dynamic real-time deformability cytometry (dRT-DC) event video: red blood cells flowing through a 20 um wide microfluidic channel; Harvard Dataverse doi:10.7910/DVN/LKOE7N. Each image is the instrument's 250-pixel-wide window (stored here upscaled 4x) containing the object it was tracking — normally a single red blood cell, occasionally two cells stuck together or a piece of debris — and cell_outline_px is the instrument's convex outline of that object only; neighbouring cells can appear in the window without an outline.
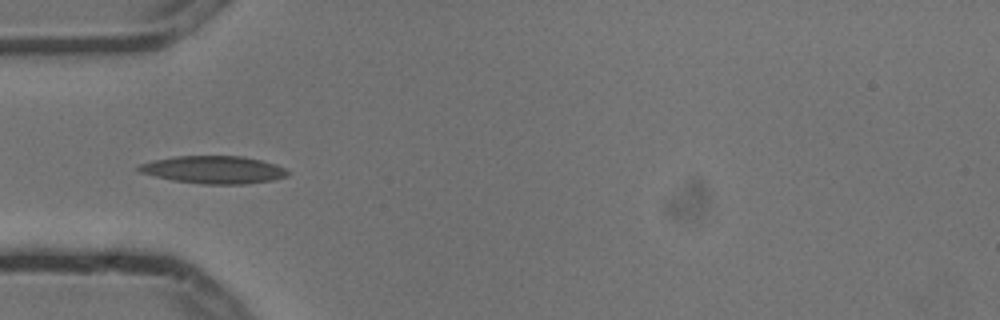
{"species": "common noctule bat (a hibernating species)", "species_latin": "Nyctalus noctula", "temperature_condition": "cold", "stored_images_in_passage": 7, "camera_frame_rate_fps": 3000, "um_per_image_px": 0.085, "animal": {"sex": "male", "body_mass_g": 13.3}, "frame": {"image": 1, "passage_image": 4, "time_ms": 1.0, "image_size_px": [1000, 320], "cell_outline_px": [[288, 176], [272, 180], [244, 184], [204, 184], [172, 180], [140, 172], [136, 168], [140, 164], [156, 160], [176, 156], [240, 156], [260, 160], [276, 164], [284, 168], [288, 172]], "centroid_in_image_um": [18.18, 14.43], "position_along_channel_um": 66.8, "area_um2": 23.7}}
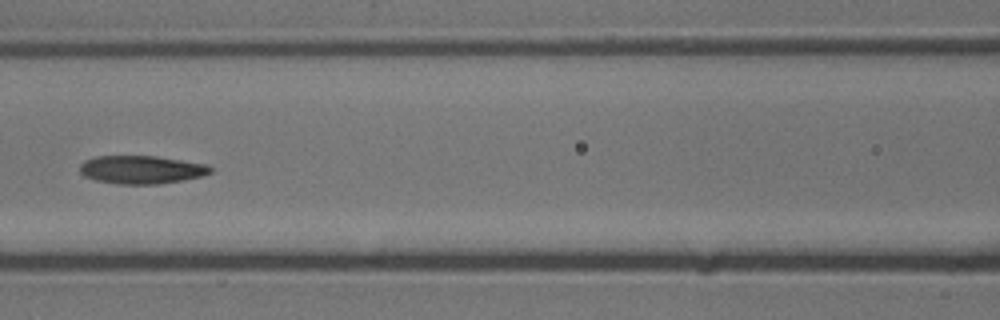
{"frame": {"image": 2, "passage_image": 6, "time_ms": 1.667, "image_size_px": [1000, 320], "cell_outline_px": [[212, 172], [200, 176], [180, 180], [156, 184], [116, 184], [96, 180], [84, 176], [80, 172], [80, 164], [84, 160], [96, 156], [156, 156], [208, 164], [212, 168]], "centroid_in_image_um": [11.99, 14.41], "position_along_channel_um": 154.6, "area_um2": 21.39}}
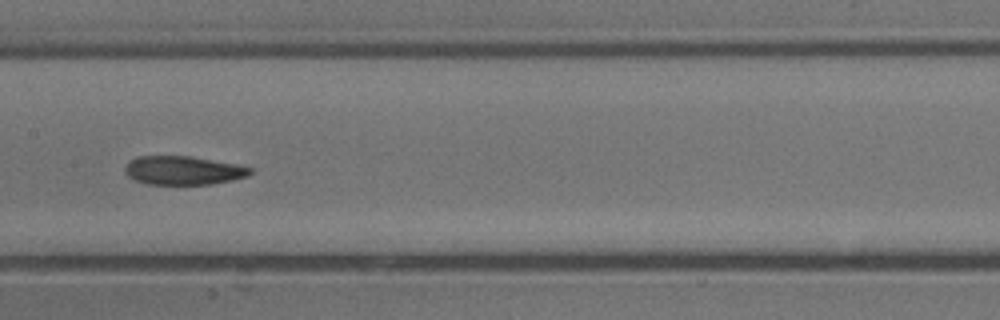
{"frame": {"image": 3, "passage_image": 7, "time_ms": 2.0, "image_size_px": [1000, 320], "cell_outline_px": [[252, 172], [248, 176], [232, 180], [212, 184], [148, 184], [136, 180], [128, 176], [124, 172], [124, 168], [136, 156], [192, 156], [236, 164], [252, 168]], "centroid_in_image_um": [15.59, 14.48], "position_along_channel_um": 191.8, "area_um2": 20.87}}